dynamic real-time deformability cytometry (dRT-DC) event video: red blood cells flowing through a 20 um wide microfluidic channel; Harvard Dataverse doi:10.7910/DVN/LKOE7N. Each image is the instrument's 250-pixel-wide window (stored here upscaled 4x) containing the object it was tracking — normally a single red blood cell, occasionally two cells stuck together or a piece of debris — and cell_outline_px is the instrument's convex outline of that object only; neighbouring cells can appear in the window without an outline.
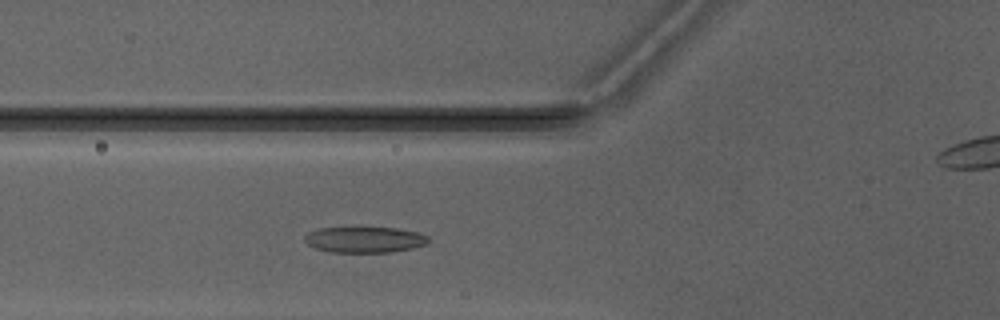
{"species": "Egyptian fruit bat (a non-hibernating species)", "species_latin": "Rousettus aegyptiacus", "temperature_condition": "warm", "stored_images_in_passage": 5, "camera_frame_rate_fps": 3000, "um_per_image_px": 0.085, "animal": {"sex": "male"}, "frame": {"image": 1, "passage_image": 4, "time_ms": 3.333, "image_size_px": [1000, 320], "cell_outline_px": [[428, 244], [412, 248], [392, 252], [332, 252], [316, 248], [308, 244], [304, 240], [304, 236], [308, 232], [320, 228], [356, 224], [396, 228], [416, 232], [428, 236]], "centroid_in_image_um": [30.96, 20.31], "position_along_channel_um": 94.8, "area_um2": 19.59}}